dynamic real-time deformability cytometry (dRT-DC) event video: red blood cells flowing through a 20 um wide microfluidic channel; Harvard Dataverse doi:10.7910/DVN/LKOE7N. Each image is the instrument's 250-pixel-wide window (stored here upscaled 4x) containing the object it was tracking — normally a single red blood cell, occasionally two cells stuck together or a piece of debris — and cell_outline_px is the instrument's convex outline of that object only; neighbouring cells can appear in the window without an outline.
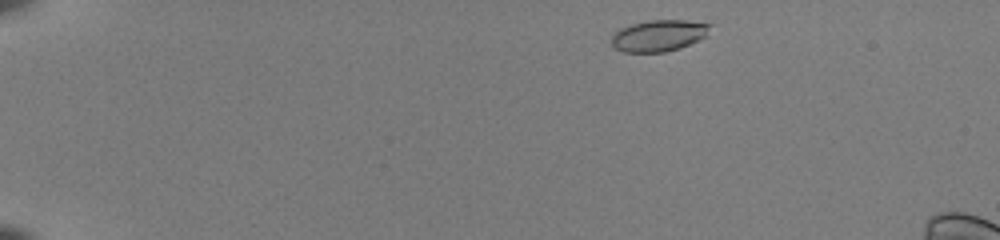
{"species": "common noctule bat (a hibernating species)", "species_latin": "Nyctalus noctula", "temperature_condition": "room temperature", "stored_images_in_passage": 44, "camera_frame_rate_fps": 3000, "um_per_image_px": 0.085, "animal": {"sex": "female", "body_mass_g": 22.0, "forearm_length_mm": 56.7}, "frame": {"image": 1, "passage_image": 1, "time_ms": 0.0, "image_size_px": [1000, 240], "cell_outline_px": [[712, 24], [708, 36], [680, 48], [664, 52], [624, 52], [612, 48], [612, 36], [620, 28], [632, 24], [648, 20], [688, 20]], "centroid_in_image_um": [56.02, 3.02], "position_along_channel_um": 29.0, "area_um2": 18.26}}
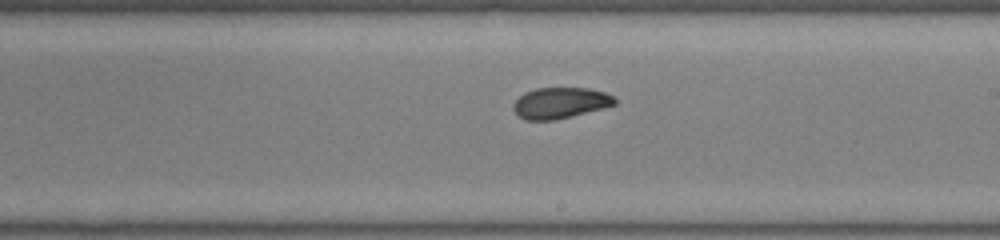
{"frame": {"image": 2, "passage_image": 25, "time_ms": 8.0, "image_size_px": [1000, 240], "cell_outline_px": [[616, 104], [604, 108], [556, 120], [524, 120], [512, 108], [512, 104], [524, 92], [536, 88], [588, 88], [604, 92], [612, 96], [616, 100]], "centroid_in_image_um": [47.61, 8.75], "position_along_channel_um": 241.4, "area_um2": 18.32}}
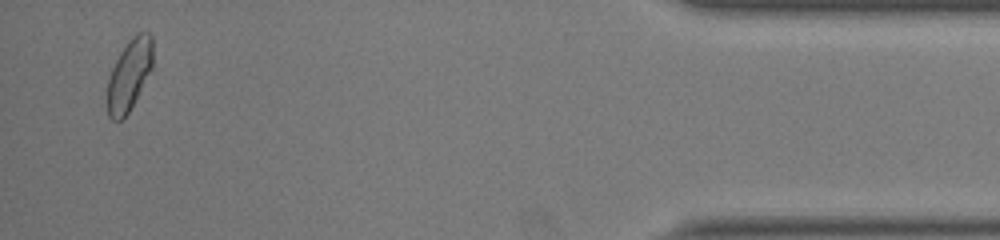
{"frame": {"image": 3, "passage_image": 43, "time_ms": 14.0, "image_size_px": [1000, 240], "cell_outline_px": [[152, 68], [128, 112], [120, 120], [112, 120], [108, 116], [104, 100], [108, 80], [112, 68], [120, 52], [128, 40], [136, 32], [148, 32], [152, 36]], "centroid_in_image_um": [10.94, 6.37], "position_along_channel_um": 424.3, "area_um2": 19.07}, "authors_computed_cell_mechanics": {"area_um2": 18.9006, "velocity_mm_per_s": 3.9787, "shape_relaxation_time_tau1_ms": 7.2737, "shape_relaxation_time_tau2_ms": 2.4613, "deformation_change_tau1": 0.1878, "deformation_change_tau2": 0.0564}}